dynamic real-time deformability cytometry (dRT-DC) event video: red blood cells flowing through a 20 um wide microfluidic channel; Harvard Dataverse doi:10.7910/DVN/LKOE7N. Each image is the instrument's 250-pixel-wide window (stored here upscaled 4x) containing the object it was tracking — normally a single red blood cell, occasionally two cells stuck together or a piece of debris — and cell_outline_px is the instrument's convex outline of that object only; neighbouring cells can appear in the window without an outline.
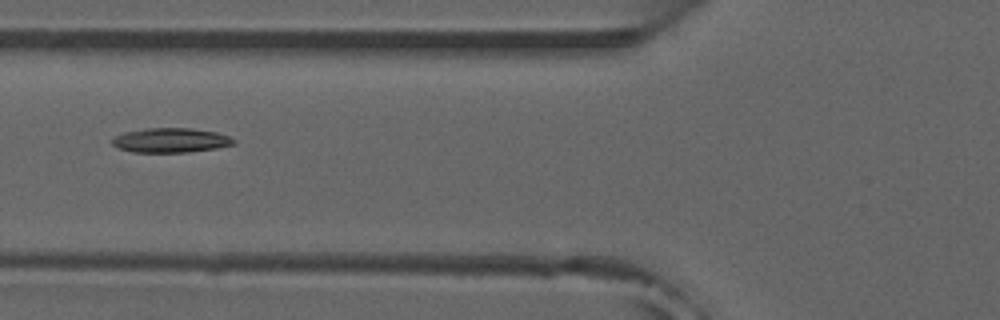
{"species": "common noctule bat (a hibernating species)", "species_latin": "Nyctalus noctula", "temperature_condition": "room temperature", "stored_images_in_passage": 38, "camera_frame_rate_fps": 3000, "um_per_image_px": 0.085, "animal": {"sex": "male", "forearm_length_mm": 52.5}, "frame": {"image": 1, "passage_image": 6, "time_ms": 1.667, "image_size_px": [1000, 320], "cell_outline_px": [[236, 144], [216, 148], [188, 152], [132, 152], [116, 148], [112, 144], [112, 140], [116, 136], [124, 132], [144, 128], [192, 128], [216, 132], [228, 136], [236, 140]], "centroid_in_image_um": [14.5, 11.92], "position_along_channel_um": 111.3, "area_um2": 17.46}, "authors_computed_cell_mechanics": {"area_um2": 16.9932, "velocity_mm_per_s": 3.9113, "shape_relaxation_time_tau1_ms": 2.9733, "shape_relaxation_time_tau2_ms": null, "deformation_change_tau1": 0.1379, "deformation_change_tau2": null}}